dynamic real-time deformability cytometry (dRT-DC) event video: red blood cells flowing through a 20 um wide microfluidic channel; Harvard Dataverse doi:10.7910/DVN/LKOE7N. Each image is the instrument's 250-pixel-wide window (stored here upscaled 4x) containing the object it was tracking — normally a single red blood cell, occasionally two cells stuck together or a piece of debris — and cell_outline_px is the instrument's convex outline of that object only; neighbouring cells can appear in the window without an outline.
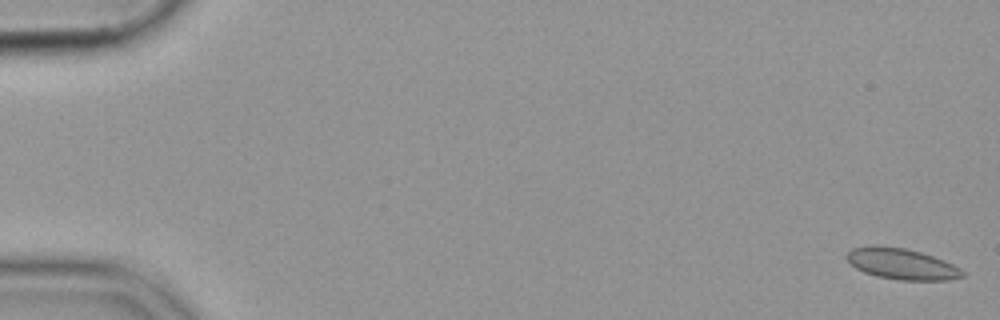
{"species": "common noctule bat (a hibernating species)", "species_latin": "Nyctalus noctula", "temperature_condition": "cold", "stored_images_in_passage": 56, "camera_frame_rate_fps": 3000, "um_per_image_px": 0.085, "animal": {"sex": "female", "body_mass_g": 19.9}, "frame": {"image": 1, "passage_image": 1, "time_ms": 0.0, "image_size_px": [1000, 320], "cell_outline_px": [[968, 276], [948, 280], [900, 280], [876, 276], [864, 272], [856, 268], [844, 256], [852, 248], [872, 244], [876, 244], [904, 248], [920, 252], [944, 260], [960, 268]], "centroid_in_image_um": [76.64, 22.42], "position_along_channel_um": 8.4, "area_um2": 21.1}}
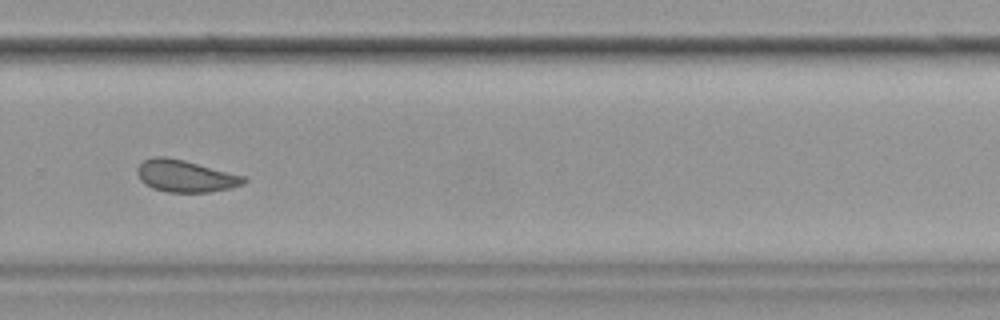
{"frame": {"image": 2, "passage_image": 39, "time_ms": 12.667, "image_size_px": [1000, 320], "cell_outline_px": [[248, 180], [244, 184], [228, 188], [208, 192], [168, 192], [152, 188], [144, 184], [140, 180], [136, 172], [136, 168], [144, 160], [152, 156], [164, 156], [184, 160], [244, 176]], "centroid_in_image_um": [15.71, 14.96], "position_along_channel_um": 314.1, "area_um2": 19.83}}
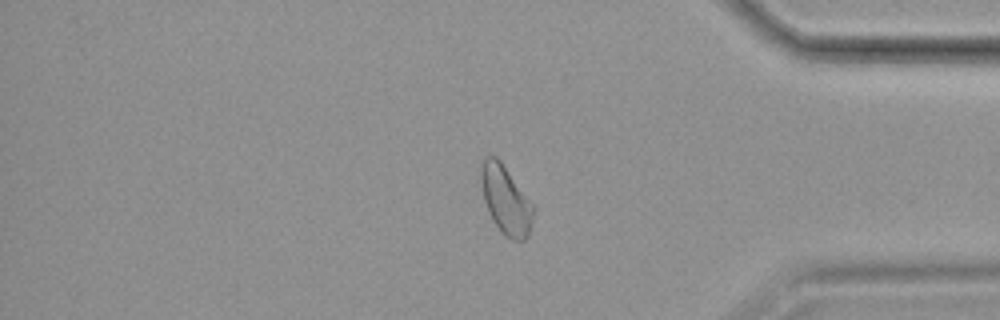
{"frame": {"image": 3, "passage_image": 47, "time_ms": 15.333, "image_size_px": [1000, 320], "cell_outline_px": [[536, 208], [532, 224], [528, 236], [524, 240], [512, 240], [504, 236], [500, 232], [492, 220], [488, 212], [484, 200], [480, 180], [480, 168], [484, 160], [488, 156], [496, 156], [500, 160], [536, 204]], "centroid_in_image_um": [43.04, 17.01], "position_along_channel_um": 392.2, "area_um2": 21.62}}